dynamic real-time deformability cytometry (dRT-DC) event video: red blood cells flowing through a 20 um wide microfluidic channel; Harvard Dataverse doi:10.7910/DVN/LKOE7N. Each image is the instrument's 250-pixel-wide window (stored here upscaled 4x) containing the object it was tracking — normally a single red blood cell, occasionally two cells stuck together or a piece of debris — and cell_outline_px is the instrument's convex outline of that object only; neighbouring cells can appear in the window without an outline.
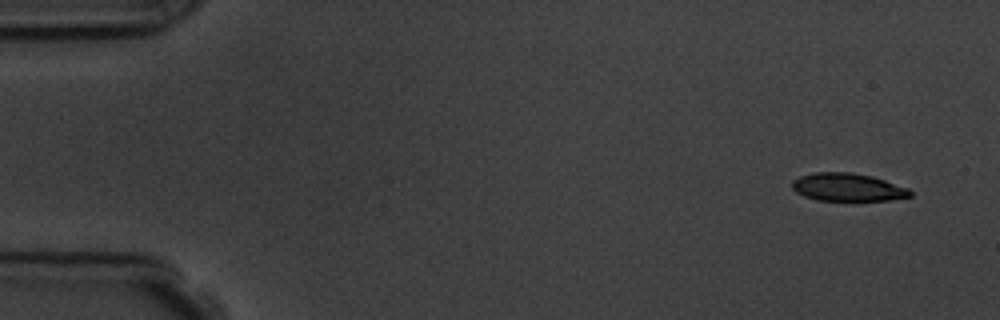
{"species": "common noctule bat (a hibernating species)", "species_latin": "Nyctalus noctula", "temperature_condition": "room temperature", "stored_images_in_passage": 6, "camera_frame_rate_fps": 3000, "um_per_image_px": 0.085, "animal": {"sex": "male", "body_mass_g": 19.5, "forearm_length_mm": 54.6}, "frame": {"image": 1, "passage_image": 1, "time_ms": 0.0, "image_size_px": [1000, 320], "cell_outline_px": [[912, 196], [888, 200], [816, 200], [804, 196], [796, 192], [792, 188], [792, 180], [800, 176], [812, 172], [852, 172], [872, 176], [908, 188], [912, 192]], "centroid_in_image_um": [72.02, 15.9], "position_along_channel_um": 13.0, "area_um2": 19.19}}
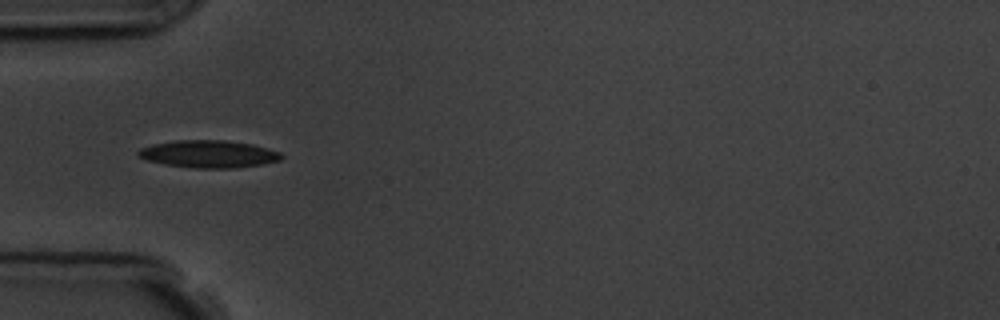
{"frame": {"image": 2, "passage_image": 5, "time_ms": 4.667, "image_size_px": [1000, 320], "cell_outline_px": [[284, 156], [280, 160], [260, 164], [236, 168], [192, 168], [164, 164], [148, 160], [136, 156], [136, 152], [140, 148], [152, 144], [176, 140], [224, 140], [252, 144], [280, 152]], "centroid_in_image_um": [17.7, 13.09], "position_along_channel_um": 67.3, "area_um2": 22.89}}